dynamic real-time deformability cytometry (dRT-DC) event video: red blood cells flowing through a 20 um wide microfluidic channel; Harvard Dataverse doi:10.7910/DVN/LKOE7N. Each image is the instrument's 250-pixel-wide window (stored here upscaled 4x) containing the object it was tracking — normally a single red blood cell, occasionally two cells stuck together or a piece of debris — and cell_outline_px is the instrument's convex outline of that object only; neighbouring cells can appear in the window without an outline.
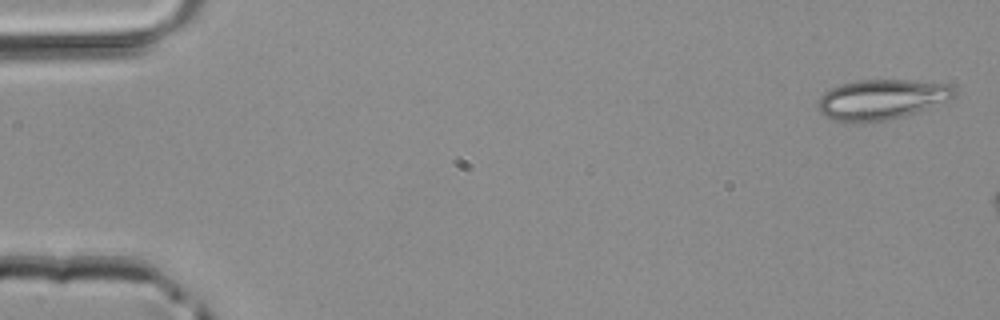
{"species": "common noctule bat (a hibernating species)", "species_latin": "Nyctalus noctula", "temperature_condition": "room temperature", "stored_images_in_passage": 3, "camera_frame_rate_fps": 3000, "um_per_image_px": 0.085, "animal": {"sex": "male", "body_mass_g": 20.4}, "frame": {"image": 1, "passage_image": 1, "time_ms": 0.0, "image_size_px": [1000, 320], "cell_outline_px": [[956, 96], [948, 100], [916, 112], [904, 116], [888, 120], [848, 124], [844, 124], [832, 120], [824, 116], [816, 108], [816, 104], [820, 96], [824, 92], [840, 84], [860, 80], [908, 80], [952, 84], [956, 88]], "centroid_in_image_um": [74.89, 8.47], "position_along_channel_um": 10.1, "area_um2": 32.48}}